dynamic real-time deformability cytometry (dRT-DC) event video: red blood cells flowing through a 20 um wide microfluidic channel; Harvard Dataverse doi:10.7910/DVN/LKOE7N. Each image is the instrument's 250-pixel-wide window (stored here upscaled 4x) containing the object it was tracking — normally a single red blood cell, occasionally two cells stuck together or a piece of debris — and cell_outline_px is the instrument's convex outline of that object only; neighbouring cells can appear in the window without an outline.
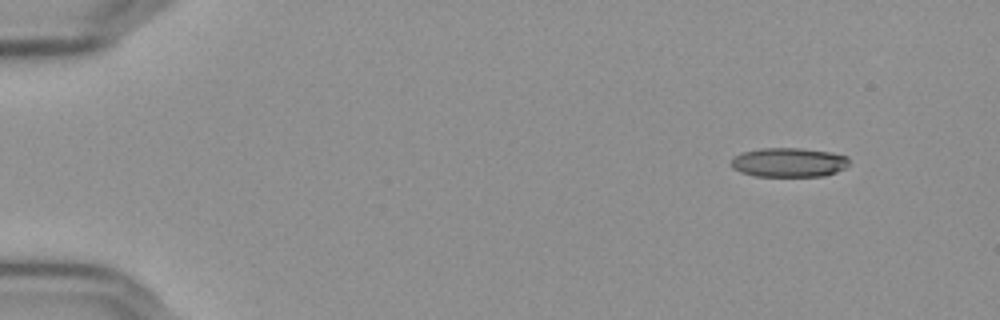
{"species": "Egyptian fruit bat (a non-hibernating species)", "species_latin": "Rousettus aegyptiacus", "temperature_condition": "cold", "stored_images_in_passage": 51, "camera_frame_rate_fps": 3000, "um_per_image_px": 0.085, "frame": {"image": 1, "passage_image": 1, "time_ms": 0.0, "image_size_px": [1000, 320], "cell_outline_px": [[848, 164], [844, 168], [836, 172], [824, 176], [756, 176], [740, 172], [732, 168], [728, 164], [736, 156], [744, 152], [764, 148], [800, 148], [828, 152], [848, 156]], "centroid_in_image_um": [67.03, 13.81], "position_along_channel_um": 18.0, "area_um2": 20.0}}
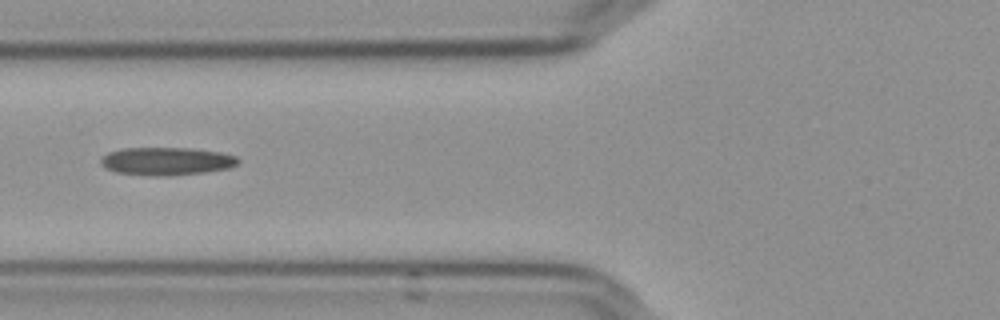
{"frame": {"image": 2, "passage_image": 18, "time_ms": 5.667, "image_size_px": [1000, 320], "cell_outline_px": [[240, 164], [228, 168], [204, 172], [164, 176], [156, 176], [116, 172], [100, 164], [100, 160], [108, 152], [124, 148], [192, 148], [220, 152], [236, 156], [240, 160]], "centroid_in_image_um": [14.19, 13.69], "position_along_channel_um": 111.6, "area_um2": 22.25}}
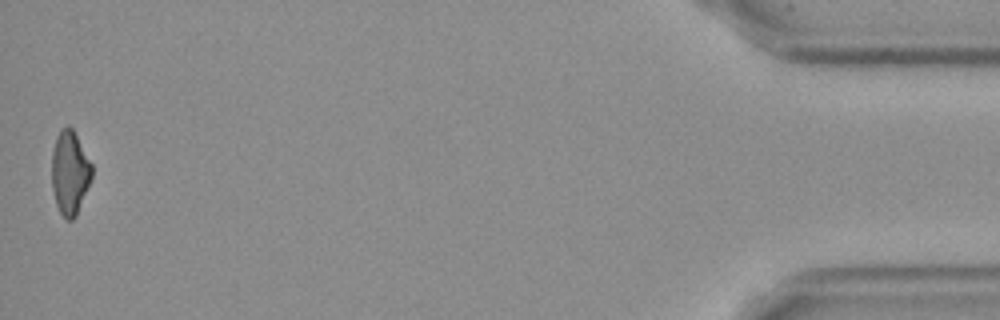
{"frame": {"image": 3, "passage_image": 51, "time_ms": 16.667, "image_size_px": [1000, 320], "cell_outline_px": [[92, 176], [76, 216], [72, 220], [68, 220], [60, 212], [56, 204], [52, 188], [52, 152], [56, 136], [60, 128], [68, 124], [72, 128], [92, 164]], "centroid_in_image_um": [5.92, 14.64], "position_along_channel_um": 429.3, "area_um2": 19.48}, "authors_computed_cell_mechanics": {"area_um2": 21.2704, "velocity_mm_per_s": 3.6575, "shape_relaxation_time_tau1_ms": null, "shape_relaxation_time_tau2_ms": 4.1851, "deformation_change_tau1": null, "deformation_change_tau2": 0.16}}